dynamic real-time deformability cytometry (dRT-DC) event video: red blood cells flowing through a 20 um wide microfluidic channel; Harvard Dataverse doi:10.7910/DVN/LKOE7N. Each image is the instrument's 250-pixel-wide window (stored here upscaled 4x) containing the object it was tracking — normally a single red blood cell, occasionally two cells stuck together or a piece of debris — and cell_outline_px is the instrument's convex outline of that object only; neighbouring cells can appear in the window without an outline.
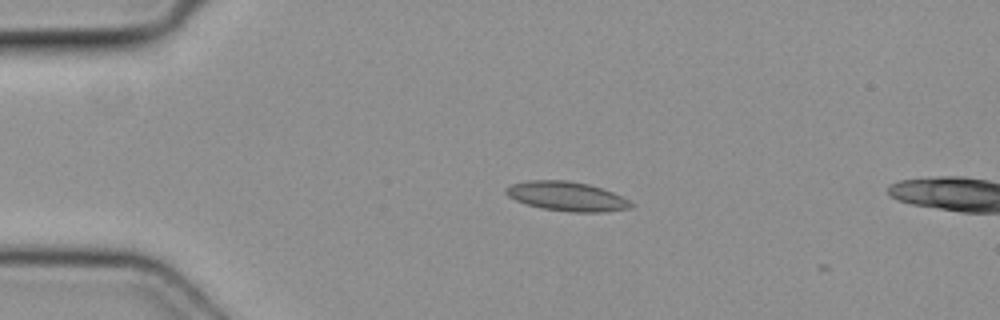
{"species": "common noctule bat (a hibernating species)", "species_latin": "Nyctalus noctula", "temperature_condition": "cold", "stored_images_in_passage": 5, "camera_frame_rate_fps": 3000, "um_per_image_px": 0.085, "animal": {"sex": "female", "body_mass_g": 19.3, "forearm_length_mm": 54.1}, "frame": {"image": 1, "passage_image": 3, "time_ms": 0.667, "image_size_px": [1000, 320], "cell_outline_px": [[636, 204], [632, 208], [604, 212], [568, 212], [540, 208], [516, 200], [508, 196], [504, 192], [504, 188], [512, 184], [528, 180], [568, 180], [588, 184], [612, 192]], "centroid_in_image_um": [48.18, 16.69], "position_along_channel_um": 36.8, "area_um2": 21.44}}